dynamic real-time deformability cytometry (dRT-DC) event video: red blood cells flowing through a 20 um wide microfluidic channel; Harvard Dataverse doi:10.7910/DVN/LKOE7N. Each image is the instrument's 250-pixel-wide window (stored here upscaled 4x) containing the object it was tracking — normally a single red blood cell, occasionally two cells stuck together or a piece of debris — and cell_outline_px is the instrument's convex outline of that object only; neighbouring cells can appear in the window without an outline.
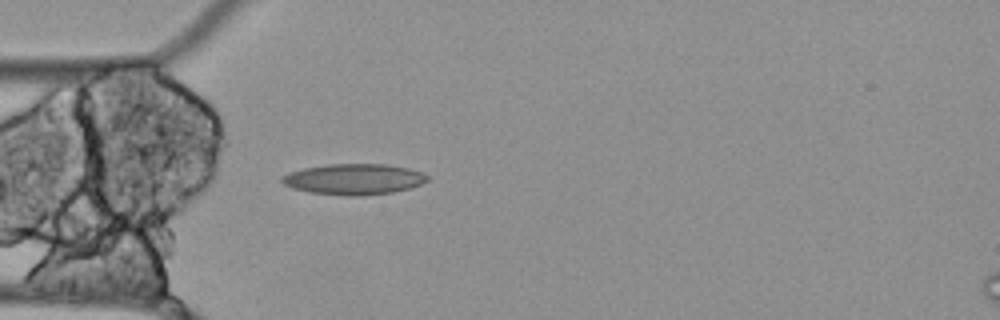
{"species": "Egyptian fruit bat (a non-hibernating species)", "species_latin": "Rousettus aegyptiacus", "temperature_condition": "cold", "stored_images_in_passage": 1, "camera_frame_rate_fps": 3000, "um_per_image_px": 0.085, "animal": {"sex": "female"}, "frame": {"image": 1, "passage_image": 1, "time_ms": 0.0, "image_size_px": [1000, 320], "cell_outline_px": [[428, 180], [420, 184], [408, 188], [392, 192], [360, 196], [348, 196], [312, 192], [292, 188], [284, 184], [280, 180], [280, 176], [288, 172], [304, 168], [328, 164], [384, 164], [408, 168], [420, 172], [428, 176]], "centroid_in_image_um": [30.03, 15.23], "position_along_channel_um": 55.0, "area_um2": 25.95}}